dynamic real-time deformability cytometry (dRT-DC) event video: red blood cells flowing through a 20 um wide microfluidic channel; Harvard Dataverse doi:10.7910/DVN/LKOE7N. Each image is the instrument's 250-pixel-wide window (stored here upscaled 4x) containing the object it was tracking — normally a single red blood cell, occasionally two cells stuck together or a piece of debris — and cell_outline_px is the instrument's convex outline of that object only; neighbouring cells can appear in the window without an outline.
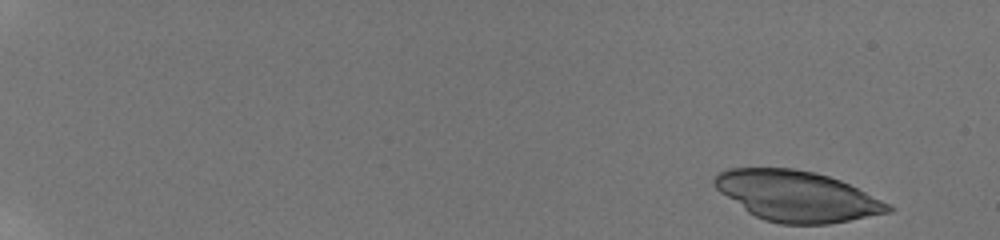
{"species": "human", "species_latin": "Homo sapiens", "temperature_condition": "room temperature", "stored_images_in_passage": 11, "camera_frame_rate_fps": 3000, "um_per_image_px": 0.085, "donor": {"sex": "male"}, "frame": {"image": 1, "passage_image": 1, "time_ms": 0.0, "image_size_px": [1000, 240], "cell_outline_px": [[896, 208], [892, 212], [828, 224], [780, 224], [764, 220], [748, 212], [720, 192], [712, 184], [712, 180], [720, 172], [728, 168], [792, 168], [816, 172], [840, 180], [892, 204]], "centroid_in_image_um": [67.76, 16.67], "position_along_channel_um": 17.2, "area_um2": 51.15}}